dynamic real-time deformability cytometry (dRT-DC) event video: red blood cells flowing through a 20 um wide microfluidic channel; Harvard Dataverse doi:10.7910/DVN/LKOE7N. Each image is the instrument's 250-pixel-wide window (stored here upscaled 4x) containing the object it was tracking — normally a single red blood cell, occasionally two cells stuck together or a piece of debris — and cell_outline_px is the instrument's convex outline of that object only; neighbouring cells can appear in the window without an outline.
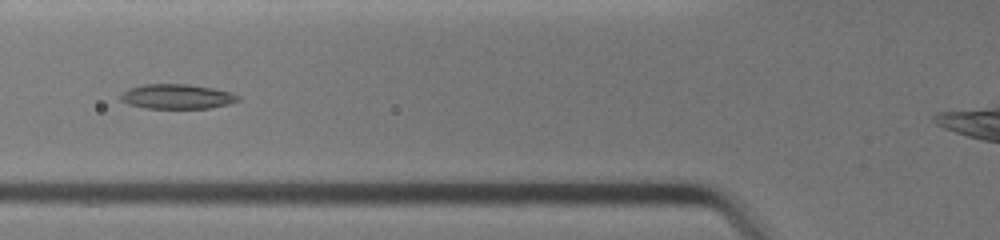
{"species": "common noctule bat (a hibernating species)", "species_latin": "Nyctalus noctula", "temperature_condition": "warm", "stored_images_in_passage": 29, "camera_frame_rate_fps": 3000, "um_per_image_px": 0.085, "animal": {"sex": "female", "body_mass_g": 19.0, "forearm_length_mm": 51.5}, "frame": {"image": 1, "passage_image": 9, "time_ms": 2.667, "image_size_px": [1000, 240], "cell_outline_px": [[240, 100], [228, 104], [208, 108], [144, 108], [128, 104], [120, 100], [120, 96], [128, 88], [144, 84], [188, 84], [212, 88], [228, 92], [240, 96]], "centroid_in_image_um": [15.01, 8.2], "position_along_channel_um": 110.8, "area_um2": 16.82}}
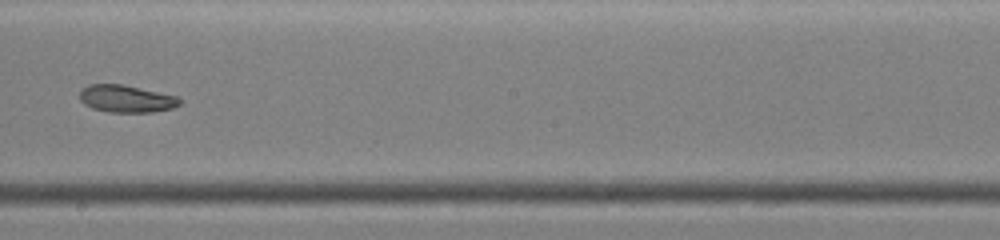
{"frame": {"image": 2, "passage_image": 17, "time_ms": 5.333, "image_size_px": [1000, 240], "cell_outline_px": [[184, 100], [180, 104], [172, 108], [152, 112], [108, 112], [92, 108], [84, 104], [80, 100], [80, 88], [88, 84], [124, 84], [176, 96]], "centroid_in_image_um": [10.72, 8.38], "position_along_channel_um": 237.5, "area_um2": 16.07}, "authors_computed_cell_mechanics": {"area_um2": 17.1088, "velocity_mm_per_s": 4.7793, "shape_relaxation_time_tau1_ms": null, "shape_relaxation_time_tau2_ms": 7.4152, "deformation_change_tau1": null, "deformation_change_tau2": 0.124}}